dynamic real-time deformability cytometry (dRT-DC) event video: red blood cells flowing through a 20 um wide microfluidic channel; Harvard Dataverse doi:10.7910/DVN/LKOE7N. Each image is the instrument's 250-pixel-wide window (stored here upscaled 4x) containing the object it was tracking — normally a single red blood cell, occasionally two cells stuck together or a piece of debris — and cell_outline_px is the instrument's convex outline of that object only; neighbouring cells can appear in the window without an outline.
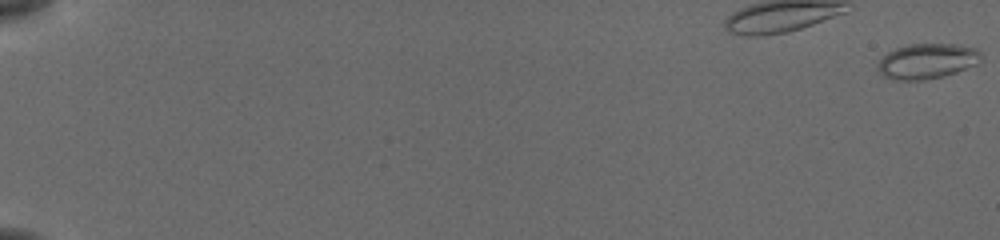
{"species": "common noctule bat (a hibernating species)", "species_latin": "Nyctalus noctula", "temperature_condition": "cold", "stored_images_in_passage": 45, "camera_frame_rate_fps": 3000, "um_per_image_px": 0.085, "animal": {"sex": "female", "body_mass_g": 19.5, "forearm_length_mm": 54.1}, "frame": {"image": 1, "passage_image": 1, "time_ms": 0.0, "image_size_px": [1000, 240], "cell_outline_px": [[980, 56], [976, 64], [956, 72], [924, 80], [896, 80], [884, 76], [876, 68], [880, 60], [888, 52], [896, 48], [908, 44], [952, 44], [976, 48], [980, 52]], "centroid_in_image_um": [78.76, 5.19], "position_along_channel_um": 6.2, "area_um2": 20.87}}
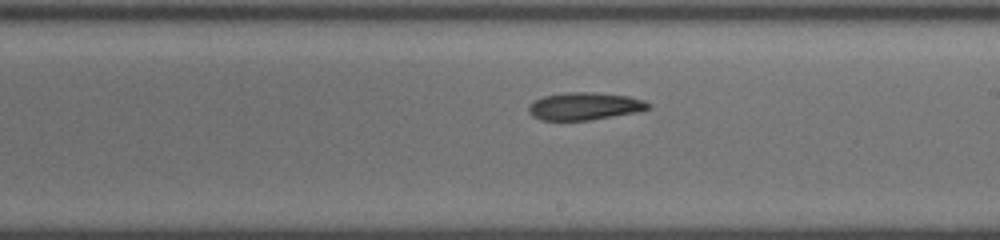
{"frame": {"image": 2, "passage_image": 30, "time_ms": 9.667, "image_size_px": [1000, 240], "cell_outline_px": [[652, 108], [636, 112], [588, 120], [540, 120], [532, 116], [528, 112], [528, 108], [536, 100], [544, 96], [564, 92], [596, 92], [628, 96], [644, 100], [652, 104]], "centroid_in_image_um": [49.72, 9.02], "position_along_channel_um": 239.3, "area_um2": 19.19}}
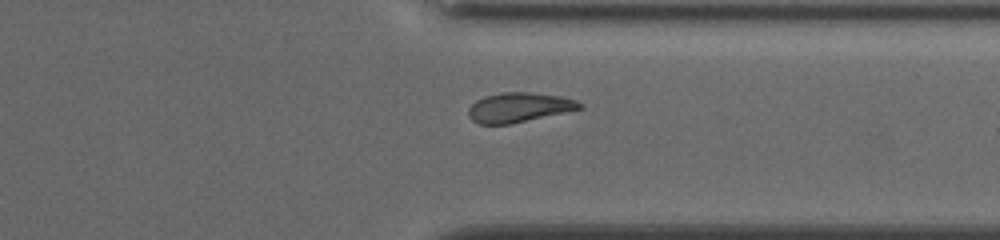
{"frame": {"image": 3, "passage_image": 40, "time_ms": 13.0, "image_size_px": [1000, 240], "cell_outline_px": [[584, 108], [508, 124], [480, 124], [472, 120], [468, 116], [468, 108], [476, 100], [484, 96], [500, 92], [528, 92], [560, 96], [576, 100], [584, 104]], "centroid_in_image_um": [44.1, 9.12], "position_along_channel_um": 367.3, "area_um2": 19.13}}